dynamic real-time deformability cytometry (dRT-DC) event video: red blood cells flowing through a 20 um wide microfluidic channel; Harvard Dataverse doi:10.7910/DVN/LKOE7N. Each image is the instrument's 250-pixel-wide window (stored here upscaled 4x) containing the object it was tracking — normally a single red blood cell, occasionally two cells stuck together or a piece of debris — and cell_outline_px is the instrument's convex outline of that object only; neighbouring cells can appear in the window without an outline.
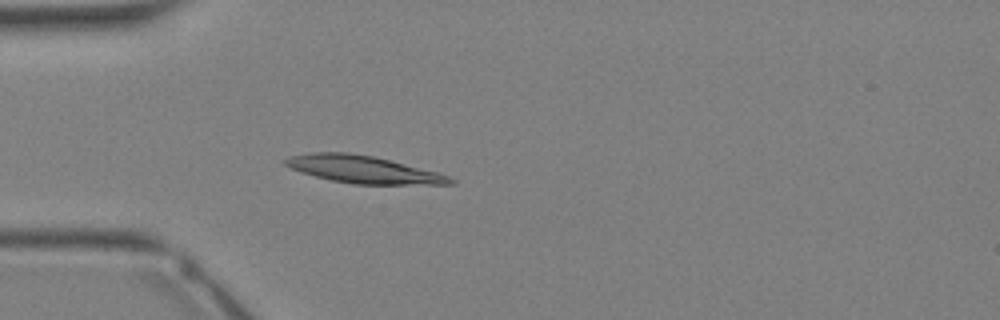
{"species": "Egyptian fruit bat (a non-hibernating species)", "species_latin": "Rousettus aegyptiacus", "temperature_condition": "warm", "stored_images_in_passage": 20, "camera_frame_rate_fps": 3000, "um_per_image_px": 0.085, "animal": {"sex": "female"}, "frame": {"image": 1, "passage_image": 10, "time_ms": 3.0, "image_size_px": [1000, 320], "cell_outline_px": [[456, 184], [352, 184], [332, 180], [316, 176], [292, 168], [284, 164], [284, 160], [288, 156], [312, 152], [348, 152], [372, 156], [436, 172], [448, 176], [456, 180]], "centroid_in_image_um": [30.86, 14.4], "position_along_channel_um": 54.1, "area_um2": 25.84}}
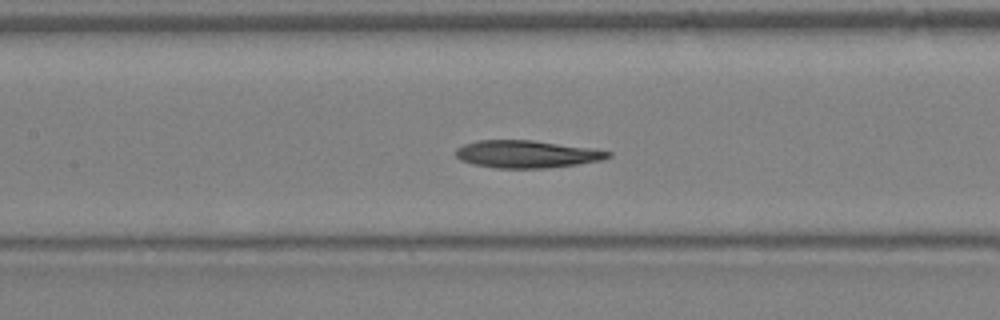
{"frame": {"image": 2, "passage_image": 16, "time_ms": 5.0, "image_size_px": [1000, 320], "cell_outline_px": [[612, 156], [600, 160], [576, 164], [548, 168], [496, 168], [472, 164], [460, 160], [456, 156], [456, 148], [464, 144], [480, 140], [532, 140], [592, 148], [612, 152]], "centroid_in_image_um": [44.76, 13.1], "position_along_channel_um": 162.6, "area_um2": 24.33}}
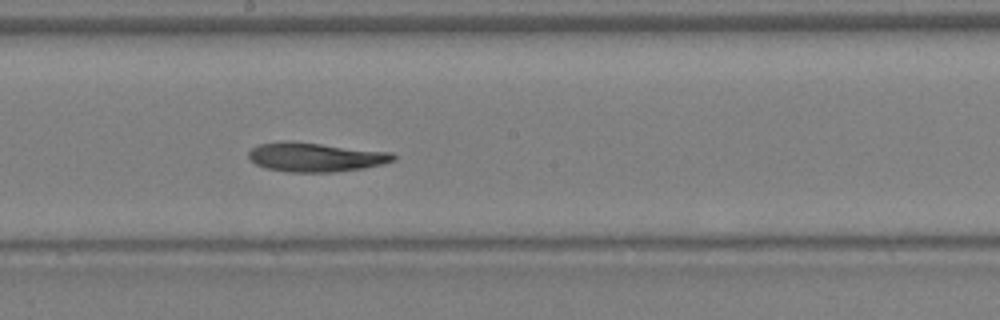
{"frame": {"image": 3, "passage_image": 19, "time_ms": 6.0, "image_size_px": [1000, 320], "cell_outline_px": [[396, 160], [384, 164], [364, 168], [332, 172], [288, 172], [264, 168], [256, 164], [248, 156], [248, 152], [252, 148], [260, 144], [284, 140], [288, 140], [392, 152], [396, 156]], "centroid_in_image_um": [26.83, 13.35], "position_along_channel_um": 221.4, "area_um2": 24.74}}